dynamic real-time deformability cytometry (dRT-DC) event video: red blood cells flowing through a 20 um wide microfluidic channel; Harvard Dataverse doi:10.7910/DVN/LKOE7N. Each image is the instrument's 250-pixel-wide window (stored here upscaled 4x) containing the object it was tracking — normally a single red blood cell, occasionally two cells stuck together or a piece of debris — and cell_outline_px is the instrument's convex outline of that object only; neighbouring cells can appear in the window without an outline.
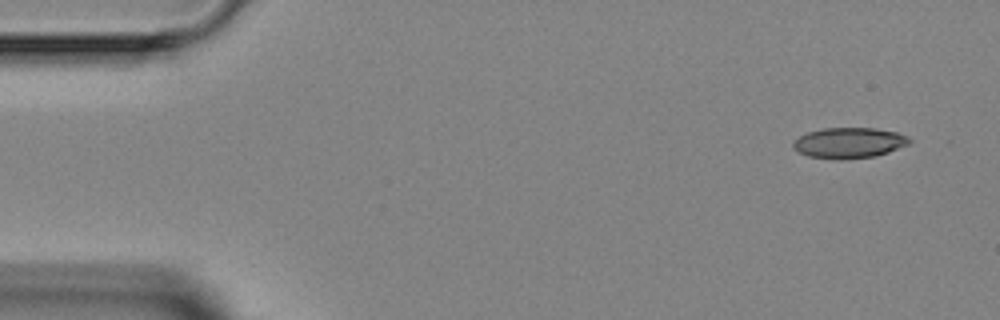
{"species": "Egyptian fruit bat (a non-hibernating species)", "species_latin": "Rousettus aegyptiacus", "temperature_condition": "room temperature", "stored_images_in_passage": 4, "camera_frame_rate_fps": 3000, "um_per_image_px": 0.085, "animal": {"sex": "female"}, "frame": {"image": 1, "passage_image": 1, "time_ms": 0.0, "image_size_px": [1000, 320], "cell_outline_px": [[912, 140], [908, 144], [888, 152], [876, 156], [840, 160], [808, 156], [800, 152], [792, 144], [800, 136], [808, 132], [824, 128], [876, 128], [896, 132], [908, 136]], "centroid_in_image_um": [72.21, 12.14], "position_along_channel_um": 12.8, "area_um2": 20.58}}
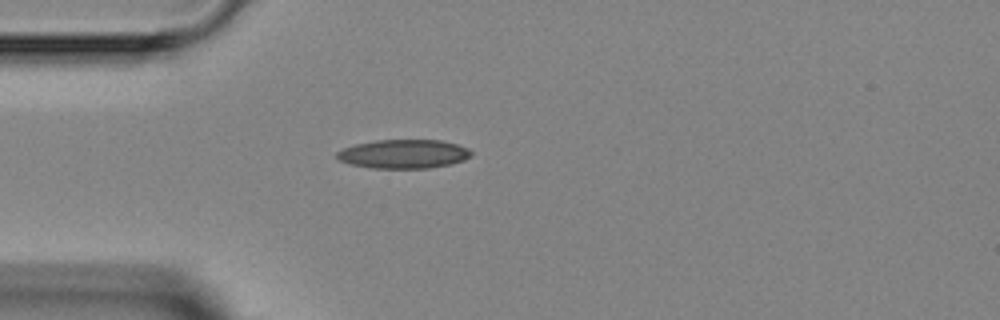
{"frame": {"image": 2, "passage_image": 4, "time_ms": 3.333, "image_size_px": [1000, 320], "cell_outline_px": [[472, 156], [464, 160], [452, 164], [428, 168], [372, 168], [352, 164], [336, 160], [336, 152], [344, 148], [356, 144], [376, 140], [440, 140], [456, 144], [468, 148], [472, 152]], "centroid_in_image_um": [34.31, 13.09], "position_along_channel_um": 50.7, "area_um2": 22.66}}